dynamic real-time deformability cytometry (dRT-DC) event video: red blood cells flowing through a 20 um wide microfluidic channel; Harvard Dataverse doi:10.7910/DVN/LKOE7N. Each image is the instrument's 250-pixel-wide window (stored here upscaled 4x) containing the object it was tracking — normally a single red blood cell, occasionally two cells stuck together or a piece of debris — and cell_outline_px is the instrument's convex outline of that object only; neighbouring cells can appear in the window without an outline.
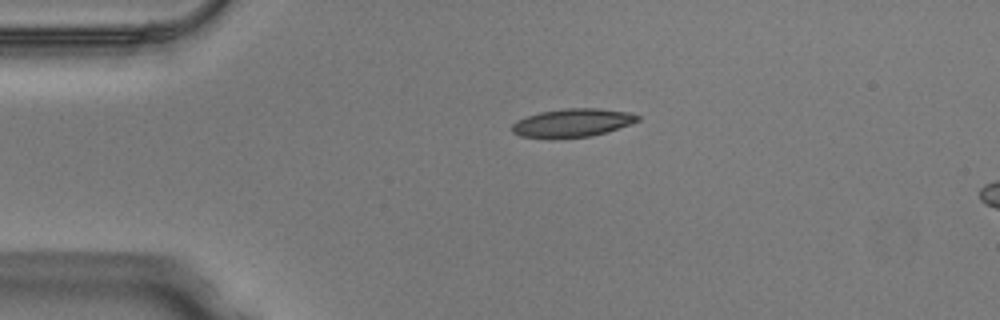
{"species": "Egyptian fruit bat (a non-hibernating species)", "species_latin": "Rousettus aegyptiacus", "temperature_condition": "warm", "stored_images_in_passage": 6, "camera_frame_rate_fps": 3000, "um_per_image_px": 0.085, "animal": {"sex": "male"}, "frame": {"image": 1, "passage_image": 1, "time_ms": 0.0, "image_size_px": [1000, 320], "cell_outline_px": [[640, 120], [632, 124], [608, 132], [592, 136], [520, 136], [512, 132], [512, 124], [516, 120], [540, 112], [564, 108], [596, 108], [632, 112], [640, 116]], "centroid_in_image_um": [48.75, 10.4], "position_along_channel_um": 36.3, "area_um2": 20.35}}